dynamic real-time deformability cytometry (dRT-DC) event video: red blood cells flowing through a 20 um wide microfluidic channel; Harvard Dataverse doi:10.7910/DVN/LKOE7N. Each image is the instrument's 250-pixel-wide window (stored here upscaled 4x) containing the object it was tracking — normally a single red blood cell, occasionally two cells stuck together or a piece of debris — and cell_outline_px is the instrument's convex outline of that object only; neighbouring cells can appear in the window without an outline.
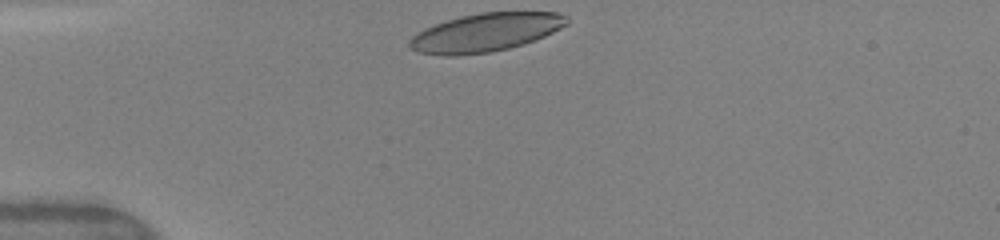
{"species": "human", "species_latin": "Homo sapiens", "temperature_condition": "warm", "stored_images_in_passage": 18, "camera_frame_rate_fps": 3000, "um_per_image_px": 0.085, "donor": {"sex": "female"}, "frame": {"image": 1, "passage_image": 1, "time_ms": 0.0, "image_size_px": [1000, 240], "cell_outline_px": [[568, 24], [544, 36], [524, 44], [492, 52], [456, 56], [444, 56], [420, 52], [412, 48], [408, 44], [408, 40], [416, 32], [424, 28], [460, 16], [480, 12], [556, 12], [568, 16]], "centroid_in_image_um": [41.26, 2.76], "position_along_channel_um": 43.7, "area_um2": 35.2}}